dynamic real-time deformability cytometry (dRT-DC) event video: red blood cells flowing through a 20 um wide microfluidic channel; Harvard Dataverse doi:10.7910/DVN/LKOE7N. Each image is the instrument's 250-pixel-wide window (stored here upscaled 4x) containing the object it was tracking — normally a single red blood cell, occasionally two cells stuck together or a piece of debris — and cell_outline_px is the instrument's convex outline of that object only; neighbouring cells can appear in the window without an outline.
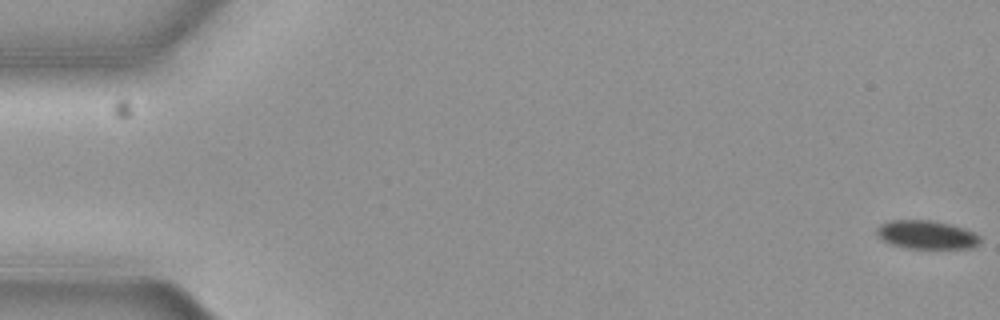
{"species": "common noctule bat (a hibernating species)", "species_latin": "Nyctalus noctula", "temperature_condition": "cold", "stored_images_in_passage": 58, "camera_frame_rate_fps": 3000, "um_per_image_px": 0.085, "animal": {"sex": "female", "body_mass_g": 19.3, "forearm_length_mm": 54.1}, "frame": {"image": 1, "passage_image": 1, "time_ms": 0.0, "image_size_px": [1000, 320], "cell_outline_px": [[980, 240], [976, 244], [968, 248], [908, 248], [888, 244], [876, 236], [876, 228], [880, 224], [888, 220], [932, 220], [964, 228], [980, 236]], "centroid_in_image_um": [78.66, 19.94], "position_along_channel_um": 6.3, "area_um2": 17.17}}
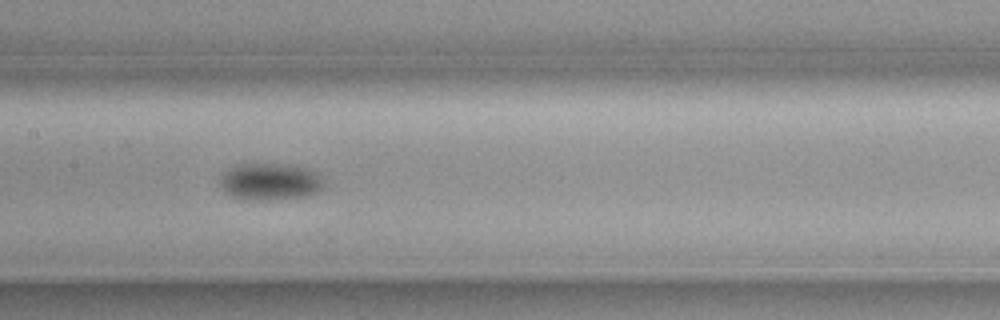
{"frame": {"image": 2, "passage_image": 29, "time_ms": 9.333, "image_size_px": [1000, 320], "cell_outline_px": [[324, 184], [320, 192], [308, 196], [268, 200], [240, 200], [224, 192], [220, 184], [220, 176], [224, 172], [236, 164], [292, 164], [308, 168], [316, 172]], "centroid_in_image_um": [22.95, 15.45], "position_along_channel_um": 184.5, "area_um2": 22.77}}
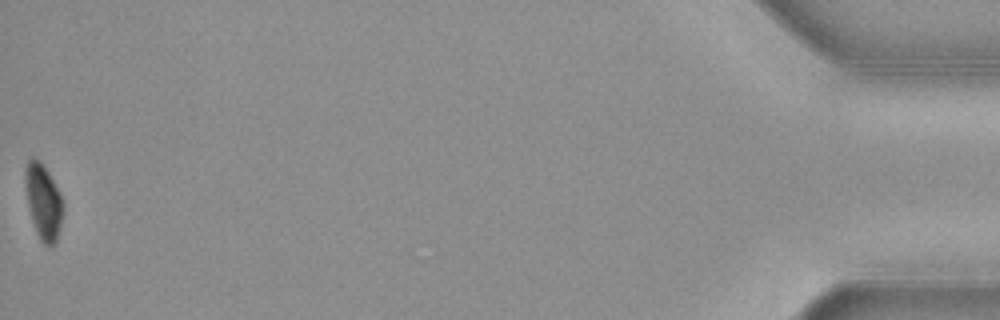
{"frame": {"image": 3, "passage_image": 58, "time_ms": 19.0, "image_size_px": [1000, 320], "cell_outline_px": [[64, 212], [56, 244], [44, 244], [40, 240], [32, 220], [28, 204], [24, 180], [24, 172], [28, 160], [32, 156], [40, 160], [48, 172], [60, 192], [64, 204]], "centroid_in_image_um": [3.7, 17.12], "position_along_channel_um": 431.5, "area_um2": 16.7}, "authors_computed_cell_mechanics": {"area_um2": 18.9873, "velocity_mm_per_s": 3.6526, "shape_relaxation_time_tau1_ms": 3.2741, "shape_relaxation_time_tau2_ms": 2.6114, "deformation_change_tau1": 0.1, "deformation_change_tau2": 0.0339}}